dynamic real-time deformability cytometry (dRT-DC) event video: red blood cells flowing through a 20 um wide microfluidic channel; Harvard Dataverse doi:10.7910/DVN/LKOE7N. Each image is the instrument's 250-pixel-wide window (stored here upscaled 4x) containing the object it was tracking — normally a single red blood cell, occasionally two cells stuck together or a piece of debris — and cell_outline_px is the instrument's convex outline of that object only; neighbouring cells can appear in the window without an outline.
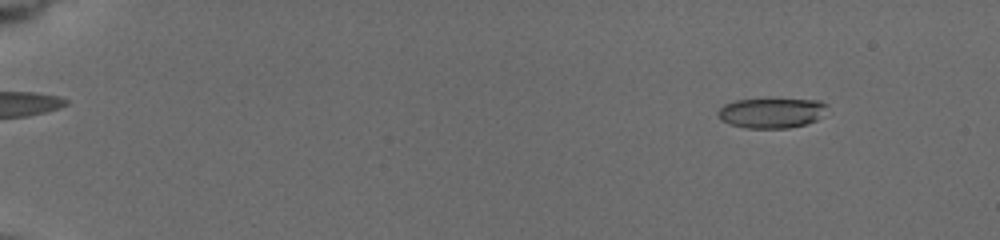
{"species": "common noctule bat (a hibernating species)", "species_latin": "Nyctalus noctula", "temperature_condition": "cold", "stored_images_in_passage": 53, "camera_frame_rate_fps": 3000, "um_per_image_px": 0.085, "animal": {"sex": "female", "body_mass_g": 19.5, "forearm_length_mm": 54.1}, "frame": {"image": 1, "passage_image": 10, "time_ms": 2.0, "image_size_px": [1000, 240], "cell_outline_px": [[828, 104], [816, 120], [804, 124], [788, 128], [744, 128], [728, 124], [720, 120], [716, 112], [724, 104], [736, 100], [820, 100]], "centroid_in_image_um": [65.5, 9.61], "position_along_channel_um": 19.5, "area_um2": 18.84}}
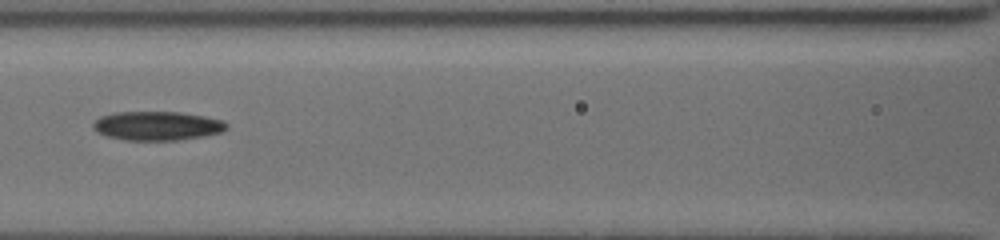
{"frame": {"image": 2, "passage_image": 38, "time_ms": 9.333, "image_size_px": [1000, 240], "cell_outline_px": [[228, 128], [220, 132], [204, 136], [176, 140], [124, 140], [108, 136], [96, 132], [92, 128], [92, 124], [100, 116], [112, 112], [180, 112], [204, 116], [224, 120], [228, 124]], "centroid_in_image_um": [13.35, 10.69], "position_along_channel_um": 153.3, "area_um2": 22.66}}
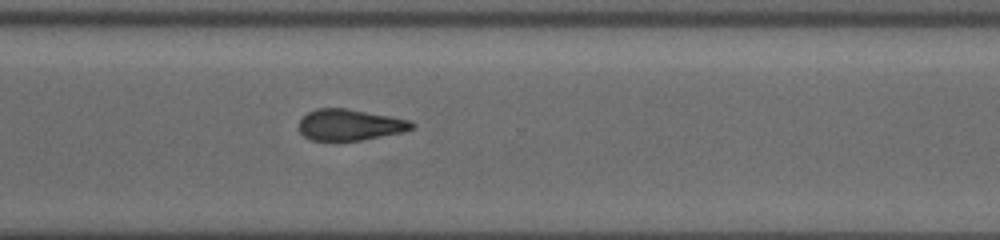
{"frame": {"image": 3, "passage_image": 53, "time_ms": 14.333, "image_size_px": [1000, 240], "cell_outline_px": [[416, 124], [412, 128], [404, 132], [360, 140], [312, 140], [304, 136], [300, 132], [300, 120], [308, 112], [316, 108], [348, 108], [392, 116], [412, 120]], "centroid_in_image_um": [29.78, 10.59], "position_along_channel_um": 340.8, "area_um2": 20.58}}